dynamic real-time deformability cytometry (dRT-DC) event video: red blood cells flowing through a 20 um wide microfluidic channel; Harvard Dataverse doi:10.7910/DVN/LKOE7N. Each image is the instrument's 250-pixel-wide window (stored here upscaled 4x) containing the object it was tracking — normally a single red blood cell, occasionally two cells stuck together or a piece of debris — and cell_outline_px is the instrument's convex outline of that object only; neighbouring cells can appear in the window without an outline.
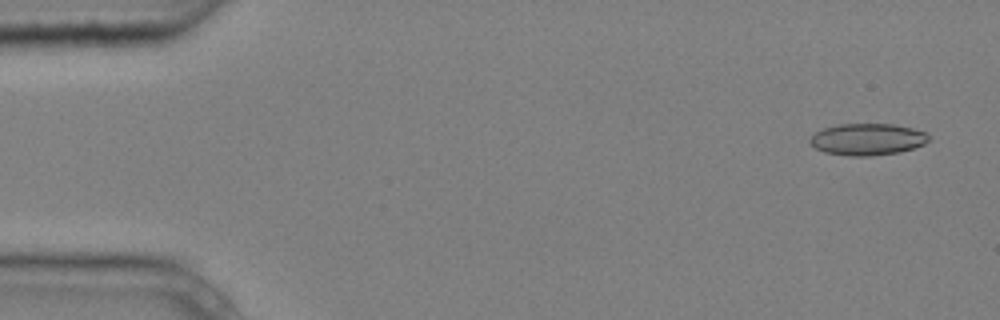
{"species": "common noctule bat (a hibernating species)", "species_latin": "Nyctalus noctula", "temperature_condition": "cold", "stored_images_in_passage": 10, "camera_frame_rate_fps": 3000, "um_per_image_px": 0.085, "animal": {"sex": "male", "body_mass_g": 20.4}, "frame": {"image": 1, "passage_image": 1, "time_ms": 0.0, "image_size_px": [1000, 320], "cell_outline_px": [[928, 140], [924, 144], [900, 152], [872, 156], [848, 156], [824, 152], [816, 148], [808, 140], [816, 132], [824, 128], [840, 124], [896, 124], [912, 128], [924, 132], [928, 136]], "centroid_in_image_um": [73.72, 11.84], "position_along_channel_um": 11.3, "area_um2": 21.85}}
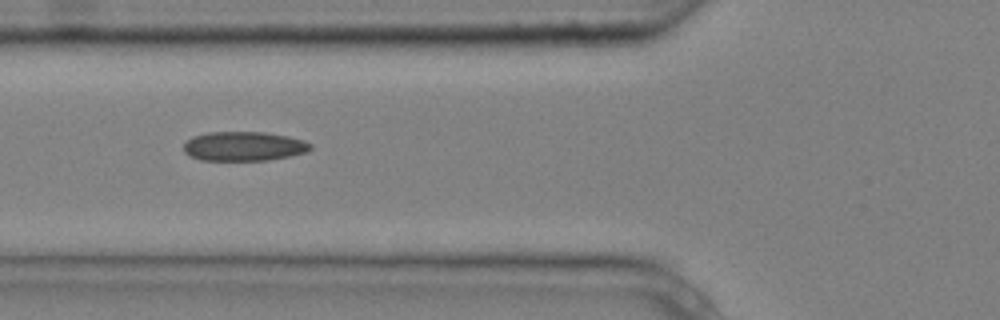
{"frame": {"image": 2, "passage_image": 5, "time_ms": 1.333, "image_size_px": [1000, 320], "cell_outline_px": [[312, 148], [308, 152], [268, 160], [200, 160], [188, 156], [184, 152], [184, 144], [192, 136], [208, 132], [264, 132], [288, 136], [304, 140], [312, 144]], "centroid_in_image_um": [20.72, 12.43], "position_along_channel_um": 105.1, "area_um2": 21.79}}
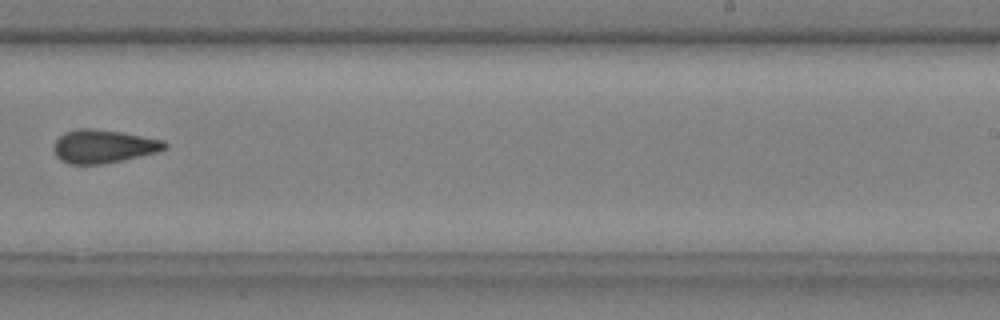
{"frame": {"image": 3, "passage_image": 9, "time_ms": 2.667, "image_size_px": [1000, 320], "cell_outline_px": [[168, 148], [160, 152], [104, 164], [68, 164], [60, 160], [56, 156], [52, 148], [56, 140], [64, 132], [76, 128], [92, 128], [120, 132], [164, 140], [168, 144]], "centroid_in_image_um": [8.79, 12.44], "position_along_channel_um": 280.2, "area_um2": 21.85}}